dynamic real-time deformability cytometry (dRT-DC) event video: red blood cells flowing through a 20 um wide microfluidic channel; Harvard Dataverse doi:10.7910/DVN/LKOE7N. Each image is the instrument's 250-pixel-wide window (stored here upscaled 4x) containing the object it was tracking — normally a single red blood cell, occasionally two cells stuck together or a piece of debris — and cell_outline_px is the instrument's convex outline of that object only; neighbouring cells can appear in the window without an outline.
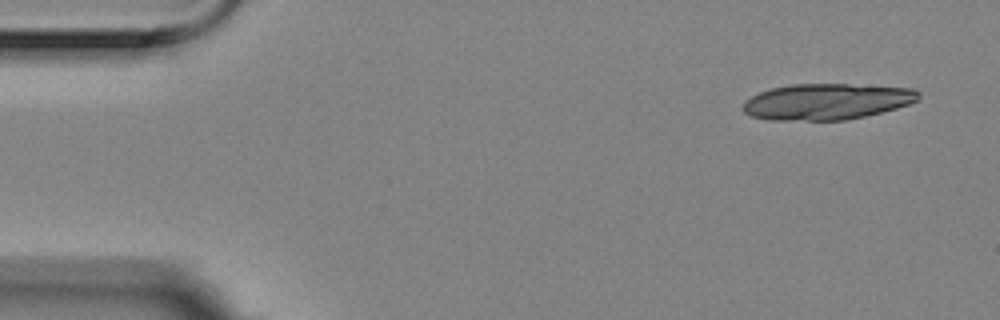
{"species": "Egyptian fruit bat (a non-hibernating species)", "species_latin": "Rousettus aegyptiacus", "temperature_condition": "room temperature", "stored_images_in_passage": 16, "camera_frame_rate_fps": 3000, "um_per_image_px": 0.085, "animal": {"sex": "female"}, "frame": {"image": 1, "passage_image": 1, "time_ms": 0.0, "image_size_px": [1000, 320], "cell_outline_px": [[920, 96], [916, 100], [908, 104], [896, 108], [864, 116], [844, 120], [768, 120], [752, 116], [744, 112], [740, 108], [744, 100], [760, 92], [772, 88], [792, 84], [848, 84], [912, 88], [920, 92]], "centroid_in_image_um": [70.23, 8.63], "position_along_channel_um": 14.8, "area_um2": 36.88}}